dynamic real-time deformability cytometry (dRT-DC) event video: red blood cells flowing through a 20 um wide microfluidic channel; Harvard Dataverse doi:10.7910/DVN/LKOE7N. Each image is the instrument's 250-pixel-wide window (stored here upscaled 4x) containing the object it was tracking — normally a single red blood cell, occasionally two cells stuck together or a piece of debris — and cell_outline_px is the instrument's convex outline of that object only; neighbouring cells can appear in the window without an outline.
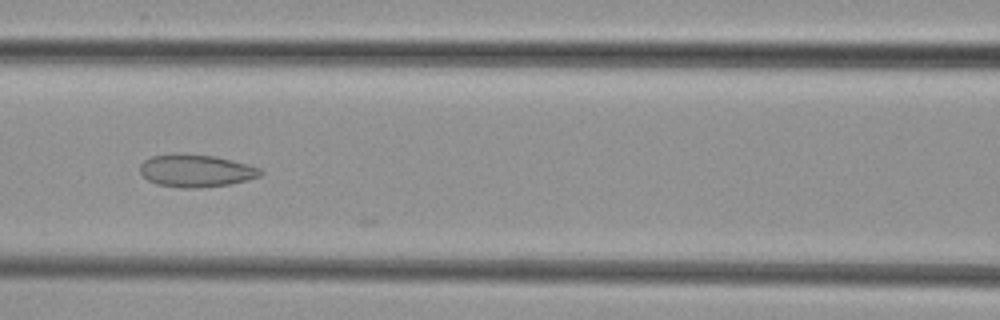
{"species": "common noctule bat (a hibernating species)", "species_latin": "Nyctalus noctula", "temperature_condition": "cold", "stored_images_in_passage": 10, "camera_frame_rate_fps": 3000, "um_per_image_px": 0.085, "animal": {"sex": "female", "body_mass_g": 29.2, "forearm_length_mm": 56.3}, "frame": {"image": 1, "passage_image": 7, "time_ms": 8.0, "image_size_px": [1000, 320], "cell_outline_px": [[264, 172], [260, 176], [228, 184], [200, 188], [180, 188], [156, 184], [148, 180], [140, 172], [140, 164], [144, 160], [152, 156], [180, 152], [216, 156], [248, 164], [260, 168]], "centroid_in_image_um": [16.63, 14.49], "position_along_channel_um": 150.0, "area_um2": 23.06}}
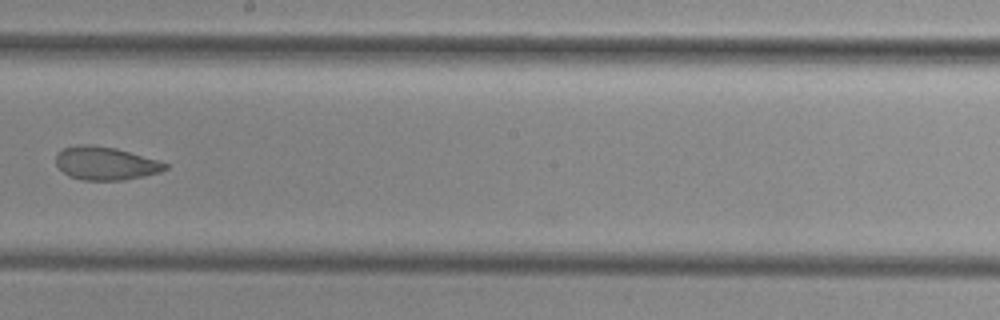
{"frame": {"image": 2, "passage_image": 9, "time_ms": 10.333, "image_size_px": [1000, 320], "cell_outline_px": [[168, 168], [160, 172], [144, 176], [124, 180], [80, 180], [68, 176], [56, 164], [56, 152], [64, 148], [76, 144], [92, 144], [116, 148], [156, 160], [168, 164]], "centroid_in_image_um": [8.93, 13.88], "position_along_channel_um": 239.3, "area_um2": 21.21}}
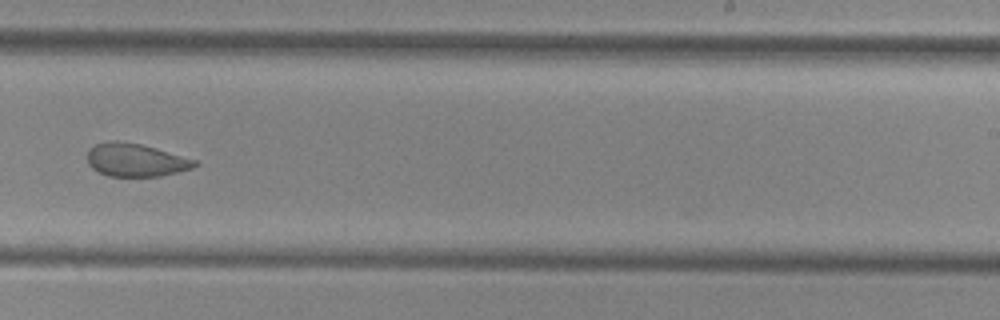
{"frame": {"image": 3, "passage_image": 10, "time_ms": 11.333, "image_size_px": [1000, 320], "cell_outline_px": [[200, 164], [192, 168], [160, 176], [108, 176], [92, 168], [88, 164], [88, 148], [96, 144], [108, 140], [116, 140], [140, 144], [156, 148], [196, 160]], "centroid_in_image_um": [11.51, 13.59], "position_along_channel_um": 277.5, "area_um2": 20.63}}